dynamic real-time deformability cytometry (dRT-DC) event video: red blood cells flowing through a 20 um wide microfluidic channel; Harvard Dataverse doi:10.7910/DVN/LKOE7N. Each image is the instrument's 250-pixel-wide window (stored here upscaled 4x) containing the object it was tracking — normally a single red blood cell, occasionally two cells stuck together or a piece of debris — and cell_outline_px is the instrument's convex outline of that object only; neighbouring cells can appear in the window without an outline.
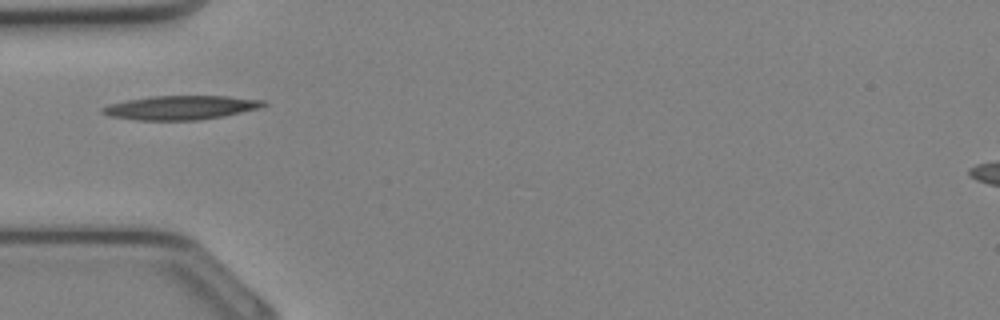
{"species": "Egyptian fruit bat (a non-hibernating species)", "species_latin": "Rousettus aegyptiacus", "temperature_condition": "cold", "stored_images_in_passage": 24, "camera_frame_rate_fps": 3000, "um_per_image_px": 0.085, "animal": {"sex": "female"}, "frame": {"image": 1, "passage_image": 1, "time_ms": 0.0, "image_size_px": [1000, 320], "cell_outline_px": [[268, 104], [260, 108], [224, 116], [200, 120], [136, 120], [108, 116], [100, 112], [100, 108], [108, 104], [128, 100], [152, 96], [228, 96], [264, 100]], "centroid_in_image_um": [15.35, 9.15], "position_along_channel_um": 69.6, "area_um2": 22.66}}
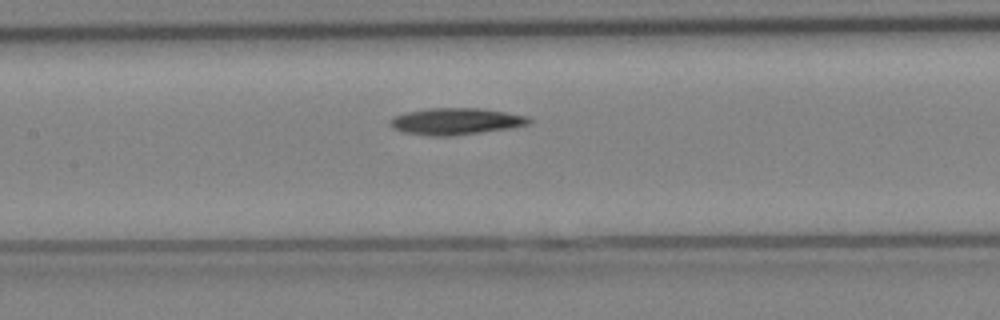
{"frame": {"image": 2, "passage_image": 6, "time_ms": 1.667, "image_size_px": [1000, 320], "cell_outline_px": [[532, 120], [528, 124], [508, 128], [456, 136], [428, 136], [404, 132], [392, 128], [388, 124], [392, 116], [404, 112], [428, 108], [480, 108], [504, 112], [524, 116]], "centroid_in_image_um": [38.64, 10.32], "position_along_channel_um": 168.8, "area_um2": 21.62}}
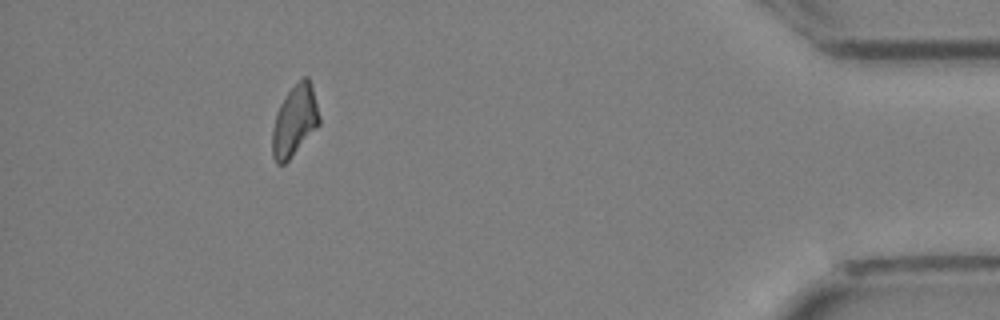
{"frame": {"image": 3, "passage_image": 21, "time_ms": 6.667, "image_size_px": [1000, 320], "cell_outline_px": [[320, 124], [288, 160], [284, 164], [276, 164], [272, 156], [272, 128], [276, 112], [280, 104], [288, 92], [304, 76], [308, 76], [312, 84], [320, 116]], "centroid_in_image_um": [25.04, 10.27], "position_along_channel_um": 410.2, "area_um2": 19.36}}